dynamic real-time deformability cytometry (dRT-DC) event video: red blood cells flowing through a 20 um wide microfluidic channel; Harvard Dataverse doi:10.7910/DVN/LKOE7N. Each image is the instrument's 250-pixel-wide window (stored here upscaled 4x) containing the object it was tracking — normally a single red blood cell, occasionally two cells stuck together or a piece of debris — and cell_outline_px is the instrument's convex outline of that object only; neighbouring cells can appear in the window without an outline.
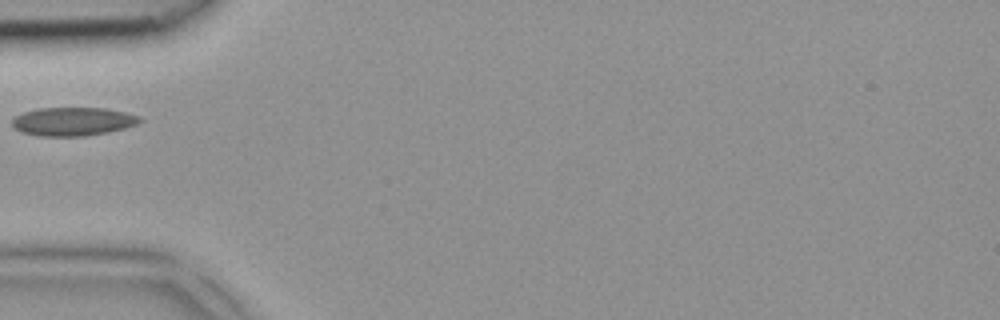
{"species": "common noctule bat (a hibernating species)", "species_latin": "Nyctalus noctula", "temperature_condition": "room temperature", "stored_images_in_passage": 1, "camera_frame_rate_fps": 3000, "um_per_image_px": 0.085, "animal": {"sex": "female", "body_mass_g": 18.4}, "frame": {"image": 1, "passage_image": 1, "time_ms": 0.0, "image_size_px": [1000, 320], "cell_outline_px": [[140, 120], [136, 124], [124, 128], [108, 132], [84, 136], [40, 136], [20, 132], [12, 124], [12, 120], [16, 116], [24, 112], [36, 108], [108, 108], [140, 116]], "centroid_in_image_um": [6.18, 10.32], "position_along_channel_um": 78.8, "area_um2": 21.1}}